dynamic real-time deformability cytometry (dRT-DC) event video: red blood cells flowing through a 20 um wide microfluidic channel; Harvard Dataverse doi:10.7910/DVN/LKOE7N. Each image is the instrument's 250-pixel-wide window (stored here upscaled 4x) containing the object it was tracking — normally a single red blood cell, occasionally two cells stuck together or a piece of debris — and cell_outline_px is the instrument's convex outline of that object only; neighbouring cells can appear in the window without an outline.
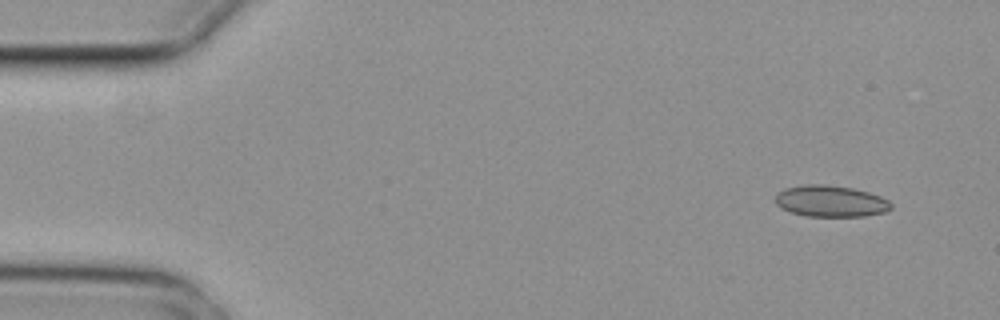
{"species": "common noctule bat (a hibernating species)", "species_latin": "Nyctalus noctula", "temperature_condition": "cold", "stored_images_in_passage": 4, "camera_frame_rate_fps": 3000, "um_per_image_px": 0.085, "animal": {"sex": "female", "body_mass_g": 29.2, "forearm_length_mm": 56.3}, "frame": {"image": 1, "passage_image": 1, "time_ms": 0.0, "image_size_px": [1000, 320], "cell_outline_px": [[892, 208], [884, 212], [864, 216], [808, 216], [792, 212], [780, 208], [776, 204], [776, 192], [784, 188], [804, 184], [824, 184], [852, 188], [868, 192], [880, 196], [888, 200], [892, 204]], "centroid_in_image_um": [70.58, 17.09], "position_along_channel_um": 14.4, "area_um2": 21.21}}
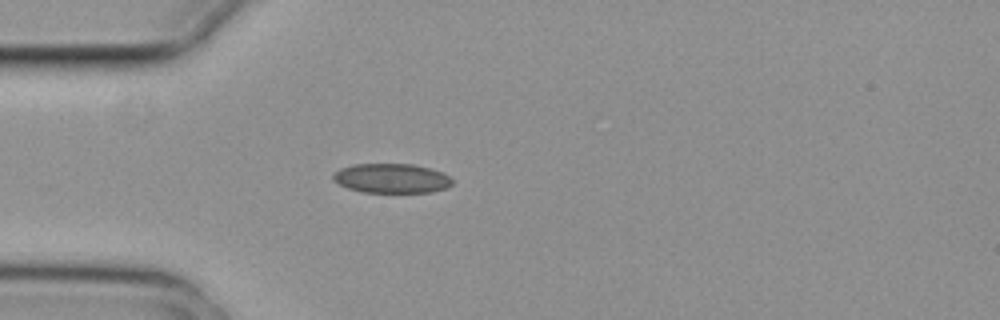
{"frame": {"image": 2, "passage_image": 4, "time_ms": 1.0, "image_size_px": [1000, 320], "cell_outline_px": [[452, 184], [448, 188], [432, 192], [360, 192], [348, 188], [332, 180], [332, 176], [340, 168], [352, 164], [412, 164], [444, 172], [452, 176]], "centroid_in_image_um": [33.31, 15.16], "position_along_channel_um": 51.7, "area_um2": 20.63}}